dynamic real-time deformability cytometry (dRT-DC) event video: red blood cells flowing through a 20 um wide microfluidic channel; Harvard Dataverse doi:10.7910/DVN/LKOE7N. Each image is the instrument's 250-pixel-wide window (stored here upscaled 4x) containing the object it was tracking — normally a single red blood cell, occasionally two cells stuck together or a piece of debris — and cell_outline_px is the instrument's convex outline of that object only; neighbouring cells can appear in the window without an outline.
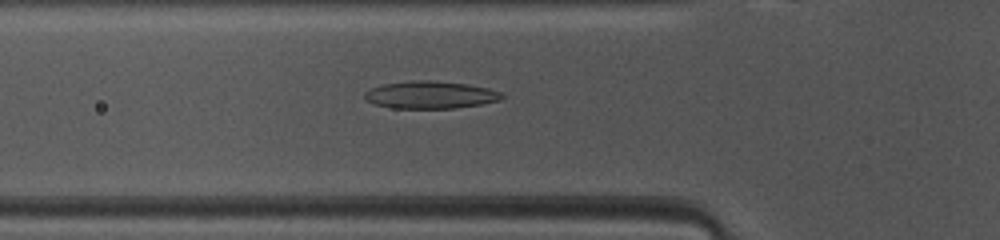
{"species": "common noctule bat (a hibernating species)", "species_latin": "Nyctalus noctula", "temperature_condition": "warm", "stored_images_in_passage": 47, "camera_frame_rate_fps": 3000, "um_per_image_px": 0.085, "animal": {"sex": "female", "body_mass_g": 10.0, "forearm_length_mm": 53.1}, "frame": {"image": 1, "passage_image": 14, "time_ms": 4.333, "image_size_px": [1000, 240], "cell_outline_px": [[504, 96], [500, 100], [480, 104], [456, 108], [392, 108], [376, 104], [368, 100], [364, 96], [364, 92], [372, 88], [384, 84], [412, 80], [428, 80], [468, 84], [488, 88], [500, 92]], "centroid_in_image_um": [36.59, 8.06], "position_along_channel_um": 89.2, "area_um2": 21.73}}
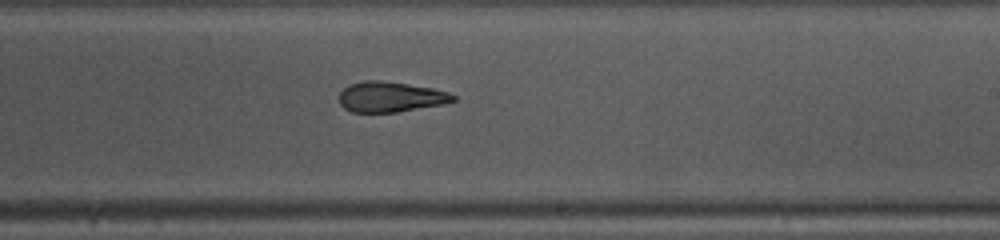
{"frame": {"image": 2, "passage_image": 26, "time_ms": 8.333, "image_size_px": [1000, 240], "cell_outline_px": [[456, 100], [444, 104], [396, 112], [352, 112], [344, 108], [340, 104], [340, 92], [348, 84], [364, 80], [380, 80], [408, 84], [432, 88], [448, 92], [456, 96]], "centroid_in_image_um": [33.18, 8.23], "position_along_channel_um": 255.8, "area_um2": 20.17}}
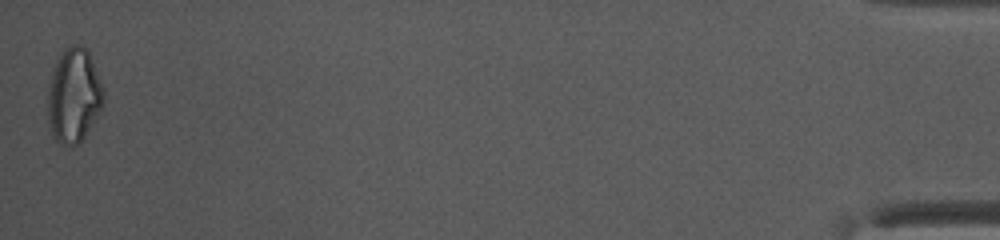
{"frame": {"image": 3, "passage_image": 46, "time_ms": 15.0, "image_size_px": [1000, 240], "cell_outline_px": [[104, 104], [84, 136], [72, 148], [60, 144], [52, 136], [48, 124], [48, 84], [56, 60], [72, 44], [80, 44], [88, 48], [104, 92]], "centroid_in_image_um": [6.26, 8.14], "position_along_channel_um": 428.9, "area_um2": 30.69}}